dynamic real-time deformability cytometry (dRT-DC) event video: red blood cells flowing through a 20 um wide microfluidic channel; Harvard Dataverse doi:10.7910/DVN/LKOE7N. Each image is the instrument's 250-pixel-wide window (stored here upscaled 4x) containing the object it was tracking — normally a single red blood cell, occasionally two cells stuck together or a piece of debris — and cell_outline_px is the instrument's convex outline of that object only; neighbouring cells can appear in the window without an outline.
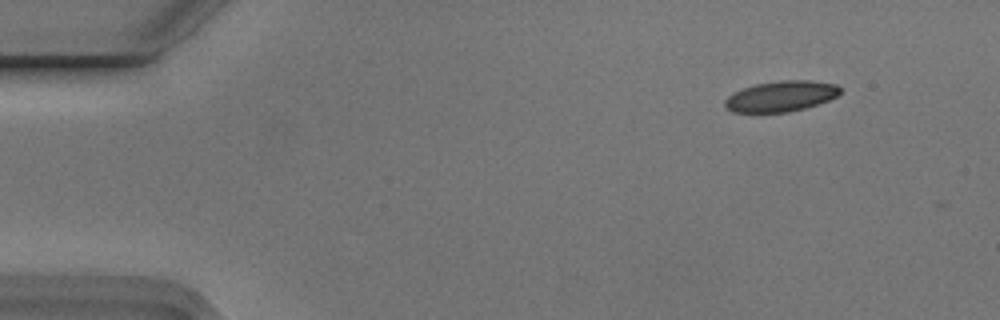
{"species": "Egyptian fruit bat (a non-hibernating species)", "species_latin": "Rousettus aegyptiacus", "temperature_condition": "cold", "stored_images_in_passage": 5, "camera_frame_rate_fps": 3000, "um_per_image_px": 0.085, "animal": {"sex": "male"}, "frame": {"image": 1, "passage_image": 1, "time_ms": 0.0, "image_size_px": [1000, 320], "cell_outline_px": [[840, 92], [836, 96], [828, 100], [804, 108], [788, 112], [732, 112], [724, 108], [724, 100], [728, 96], [744, 88], [756, 84], [784, 80], [812, 80], [836, 84], [840, 88]], "centroid_in_image_um": [66.37, 8.18], "position_along_channel_um": 18.6, "area_um2": 20.4}}
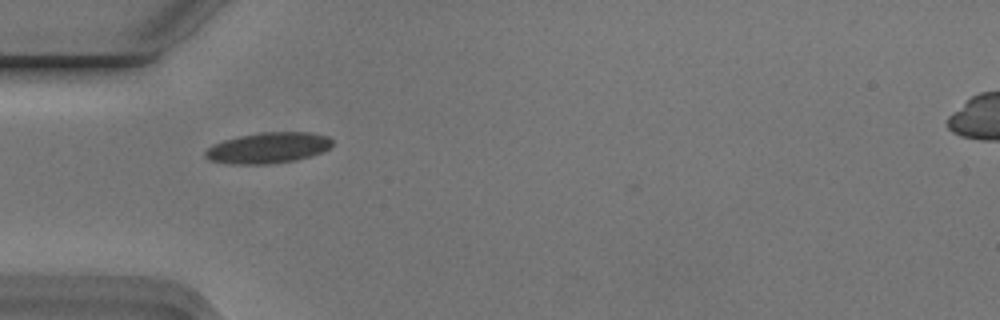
{"frame": {"image": 2, "passage_image": 4, "time_ms": 1.0, "image_size_px": [1000, 320], "cell_outline_px": [[332, 144], [324, 152], [312, 156], [292, 160], [268, 164], [228, 164], [212, 160], [204, 156], [204, 152], [212, 144], [224, 140], [240, 136], [264, 132], [312, 132], [328, 136], [332, 140]], "centroid_in_image_um": [22.8, 12.56], "position_along_channel_um": 62.2, "area_um2": 22.77}}